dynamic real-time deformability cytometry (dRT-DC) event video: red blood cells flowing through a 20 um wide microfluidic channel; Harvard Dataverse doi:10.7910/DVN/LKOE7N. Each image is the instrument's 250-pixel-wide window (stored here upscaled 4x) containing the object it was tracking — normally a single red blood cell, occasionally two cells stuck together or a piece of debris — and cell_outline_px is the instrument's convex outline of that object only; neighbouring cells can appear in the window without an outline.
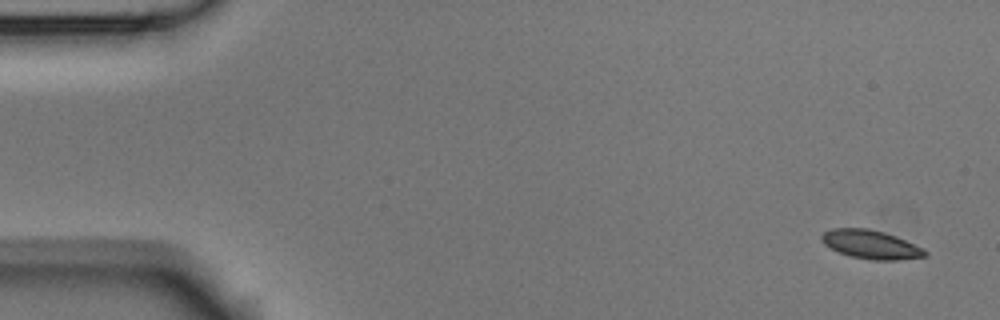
{"species": "Egyptian fruit bat (a non-hibernating species)", "species_latin": "Rousettus aegyptiacus", "temperature_condition": "room temperature", "stored_images_in_passage": 7, "camera_frame_rate_fps": 3000, "um_per_image_px": 0.085, "animal": {"sex": "male"}, "frame": {"image": 1, "passage_image": 1, "time_ms": 0.0, "image_size_px": [1000, 320], "cell_outline_px": [[928, 256], [900, 260], [872, 260], [852, 256], [840, 252], [824, 244], [820, 240], [820, 236], [824, 232], [832, 228], [868, 228], [884, 232], [896, 236], [924, 248], [928, 252]], "centroid_in_image_um": [74.05, 20.78], "position_along_channel_um": 10.9, "area_um2": 17.34}}
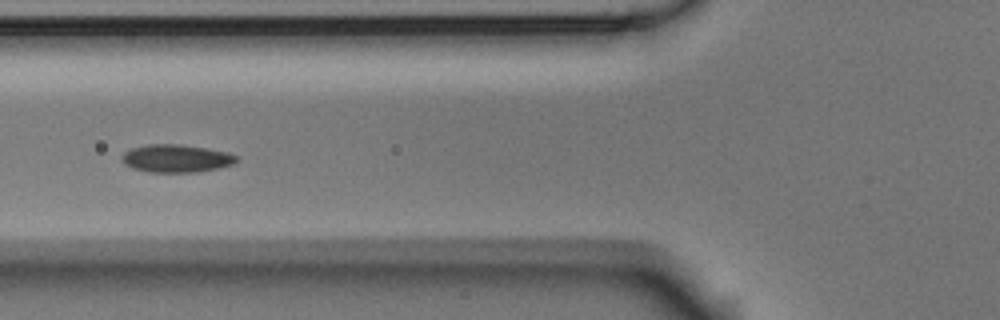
{"frame": {"image": 2, "passage_image": 6, "time_ms": 1.667, "image_size_px": [1000, 320], "cell_outline_px": [[236, 160], [232, 164], [220, 168], [196, 172], [148, 172], [132, 168], [124, 164], [120, 160], [120, 156], [124, 152], [132, 148], [148, 144], [180, 144], [228, 152], [236, 156]], "centroid_in_image_um": [14.92, 13.47], "position_along_channel_um": 110.9, "area_um2": 18.61}}
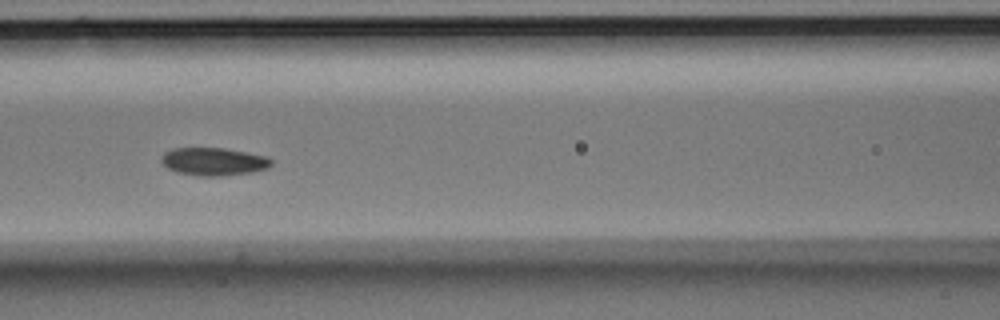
{"frame": {"image": 3, "passage_image": 7, "time_ms": 2.0, "image_size_px": [1000, 320], "cell_outline_px": [[272, 164], [268, 168], [252, 172], [224, 176], [196, 176], [176, 172], [160, 164], [160, 156], [164, 152], [172, 148], [224, 148], [268, 156], [272, 160]], "centroid_in_image_um": [18.13, 13.73], "position_along_channel_um": 148.5, "area_um2": 18.21}}